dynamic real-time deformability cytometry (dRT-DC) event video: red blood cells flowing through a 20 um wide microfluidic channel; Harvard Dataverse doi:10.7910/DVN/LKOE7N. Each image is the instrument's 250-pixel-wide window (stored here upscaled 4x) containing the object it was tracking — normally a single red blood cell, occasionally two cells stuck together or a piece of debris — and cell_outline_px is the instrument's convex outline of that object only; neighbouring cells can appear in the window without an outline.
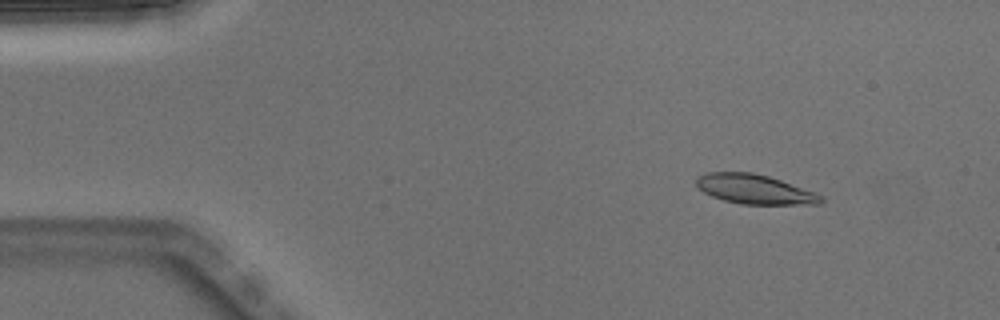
{"species": "Egyptian fruit bat (a non-hibernating species)", "species_latin": "Rousettus aegyptiacus", "temperature_condition": "warm", "stored_images_in_passage": 50, "camera_frame_rate_fps": 3000, "um_per_image_px": 0.085, "animal": {"sex": "male"}, "frame": {"image": 1, "passage_image": 6, "time_ms": 1.667, "image_size_px": [1000, 320], "cell_outline_px": [[824, 200], [820, 204], [740, 204], [724, 200], [712, 196], [704, 192], [696, 184], [696, 176], [704, 172], [752, 172], [768, 176], [816, 192], [824, 196]], "centroid_in_image_um": [64.15, 16.08], "position_along_channel_um": 20.8, "area_um2": 21.5}}
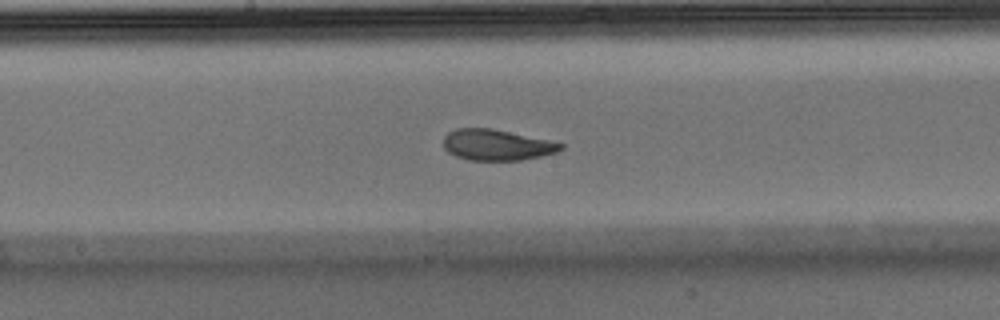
{"frame": {"image": 2, "passage_image": 26, "time_ms": 8.333, "image_size_px": [1000, 320], "cell_outline_px": [[564, 148], [556, 152], [540, 156], [520, 160], [468, 160], [456, 156], [448, 152], [444, 148], [444, 136], [448, 132], [456, 128], [492, 128], [548, 140], [564, 144]], "centroid_in_image_um": [42.2, 12.31], "position_along_channel_um": 206.0, "area_um2": 21.04}}
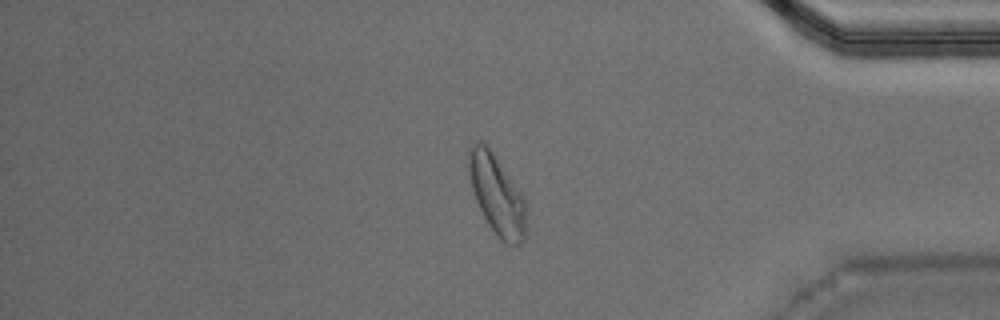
{"frame": {"image": 3, "passage_image": 42, "time_ms": 13.667, "image_size_px": [1000, 320], "cell_outline_px": [[528, 212], [524, 240], [520, 244], [508, 244], [500, 240], [484, 216], [476, 200], [472, 188], [468, 172], [468, 148], [476, 140], [480, 140], [488, 144], [524, 196], [528, 204]], "centroid_in_image_um": [42.26, 16.51], "position_along_channel_um": 392.9, "area_um2": 27.28}, "authors_computed_cell_mechanics": {"area_um2": 21.9062, "velocity_mm_per_s": 3.9912, "shape_relaxation_time_tau1_ms": 4.299, "shape_relaxation_time_tau2_ms": 1.2169, "deformation_change_tau1": 0.2094, "deformation_change_tau2": 0.0786}}